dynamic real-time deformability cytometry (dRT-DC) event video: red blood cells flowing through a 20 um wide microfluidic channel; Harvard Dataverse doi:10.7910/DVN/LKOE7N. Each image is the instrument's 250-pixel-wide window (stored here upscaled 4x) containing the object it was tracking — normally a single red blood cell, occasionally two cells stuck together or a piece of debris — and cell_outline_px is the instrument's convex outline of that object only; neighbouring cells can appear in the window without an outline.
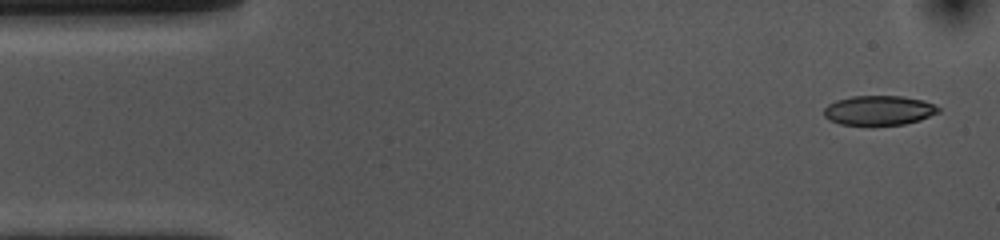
{"species": "common noctule bat (a hibernating species)", "species_latin": "Nyctalus noctula", "temperature_condition": "cold", "stored_images_in_passage": 52, "camera_frame_rate_fps": 3000, "um_per_image_px": 0.085, "animal": {"sex": "female", "body_mass_g": 10.0, "forearm_length_mm": 53.1}, "frame": {"image": 1, "passage_image": 1, "time_ms": 0.0, "image_size_px": [1000, 240], "cell_outline_px": [[940, 112], [920, 120], [904, 124], [840, 124], [828, 120], [824, 116], [824, 108], [828, 104], [836, 100], [852, 96], [900, 96], [924, 100], [940, 108]], "centroid_in_image_um": [74.7, 9.37], "position_along_channel_um": 10.3, "area_um2": 19.59}}
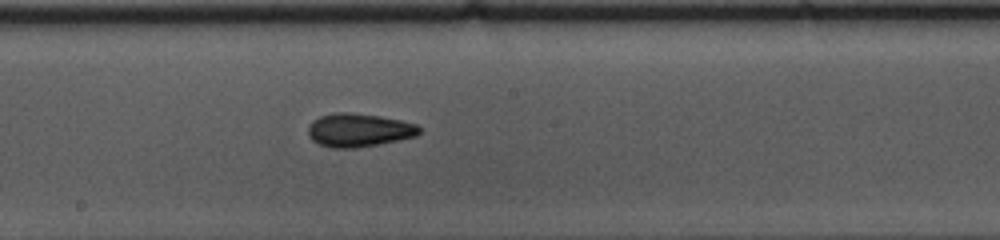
{"frame": {"image": 2, "passage_image": 26, "time_ms": 8.333, "image_size_px": [1000, 240], "cell_outline_px": [[420, 132], [416, 136], [380, 144], [356, 148], [332, 148], [320, 144], [312, 140], [308, 136], [308, 124], [312, 120], [320, 116], [332, 112], [348, 112], [380, 116], [400, 120], [416, 124], [420, 128]], "centroid_in_image_um": [30.46, 11.06], "position_along_channel_um": 217.7, "area_um2": 21.79}}
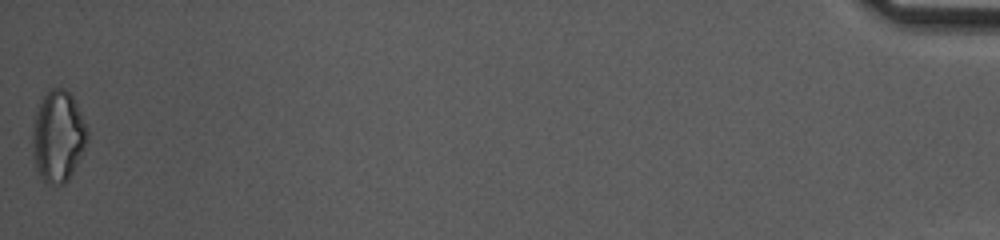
{"frame": {"image": 3, "passage_image": 52, "time_ms": 17.0, "image_size_px": [1000, 240], "cell_outline_px": [[88, 140], [68, 180], [64, 184], [48, 184], [40, 176], [32, 156], [32, 132], [36, 112], [48, 88], [64, 88], [72, 96], [80, 112], [88, 132]], "centroid_in_image_um": [4.92, 11.59], "position_along_channel_um": 430.3, "area_um2": 28.9}, "authors_computed_cell_mechanics": {"area_um2": 20.9236, "velocity_mm_per_s": 3.6554, "shape_relaxation_time_tau1_ms": 5.3471, "shape_relaxation_time_tau2_ms": 3.5678, "deformation_change_tau1": 0.1214, "deformation_change_tau2": 0.099}}